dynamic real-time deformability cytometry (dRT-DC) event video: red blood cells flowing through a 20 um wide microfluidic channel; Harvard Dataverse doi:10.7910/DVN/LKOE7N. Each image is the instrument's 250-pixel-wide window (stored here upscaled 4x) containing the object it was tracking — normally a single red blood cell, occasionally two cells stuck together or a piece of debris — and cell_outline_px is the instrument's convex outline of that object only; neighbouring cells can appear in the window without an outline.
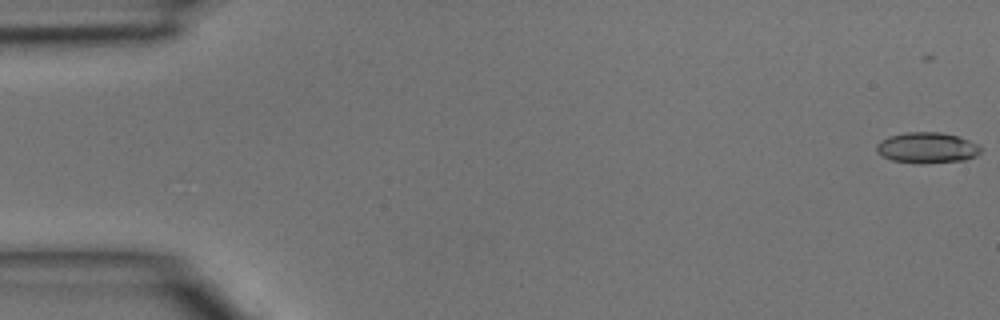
{"species": "common noctule bat (a hibernating species)", "species_latin": "Nyctalus noctula", "temperature_condition": "room temperature", "stored_images_in_passage": 13, "camera_frame_rate_fps": 3000, "um_per_image_px": 0.085, "animal": {"sex": "male", "body_mass_g": 15.6}, "frame": {"image": 1, "passage_image": 1, "time_ms": 0.0, "image_size_px": [1000, 320], "cell_outline_px": [[980, 152], [976, 156], [964, 160], [920, 164], [892, 160], [884, 156], [876, 148], [876, 144], [880, 140], [888, 136], [904, 132], [940, 132], [956, 136], [968, 140], [976, 144], [980, 148]], "centroid_in_image_um": [78.77, 12.56], "position_along_channel_um": 6.2, "area_um2": 18.55}}
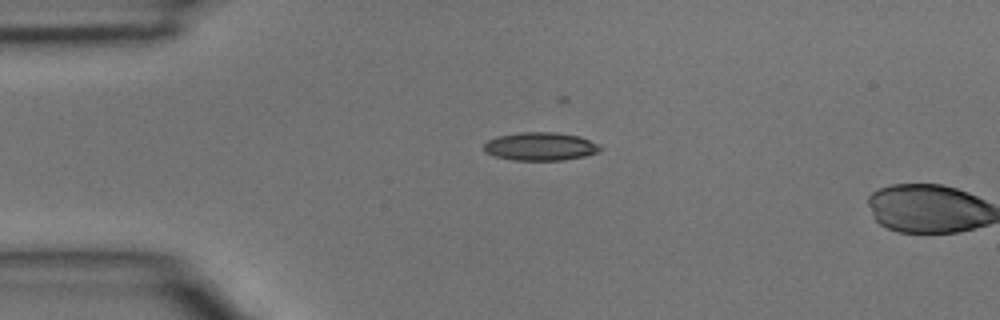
{"frame": {"image": 2, "passage_image": 11, "time_ms": 3.333, "image_size_px": [1000, 320], "cell_outline_px": [[600, 148], [596, 152], [584, 156], [564, 160], [512, 160], [496, 156], [484, 152], [484, 144], [488, 140], [496, 136], [520, 132], [556, 132], [580, 136], [600, 144]], "centroid_in_image_um": [45.91, 12.44], "position_along_channel_um": 39.1, "area_um2": 19.13}}